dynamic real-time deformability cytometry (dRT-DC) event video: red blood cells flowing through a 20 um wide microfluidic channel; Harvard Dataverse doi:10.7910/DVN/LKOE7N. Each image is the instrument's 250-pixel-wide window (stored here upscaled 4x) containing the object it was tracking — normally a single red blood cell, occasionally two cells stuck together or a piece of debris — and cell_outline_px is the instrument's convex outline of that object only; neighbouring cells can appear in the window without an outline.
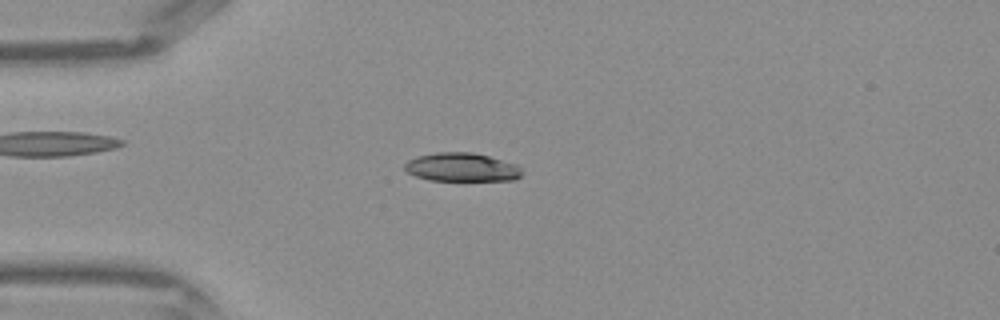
{"species": "Egyptian fruit bat (a non-hibernating species)", "species_latin": "Rousettus aegyptiacus", "temperature_condition": "warm", "stored_images_in_passage": 41, "camera_frame_rate_fps": 3000, "um_per_image_px": 0.085, "frame": {"image": 1, "passage_image": 10, "time_ms": 3.0, "image_size_px": [1000, 320], "cell_outline_px": [[524, 172], [520, 176], [512, 180], [428, 180], [416, 176], [408, 172], [404, 168], [404, 164], [408, 160], [416, 156], [436, 152], [472, 152], [488, 156], [516, 164]], "centroid_in_image_um": [39.23, 14.21], "position_along_channel_um": 45.8, "area_um2": 19.48}}
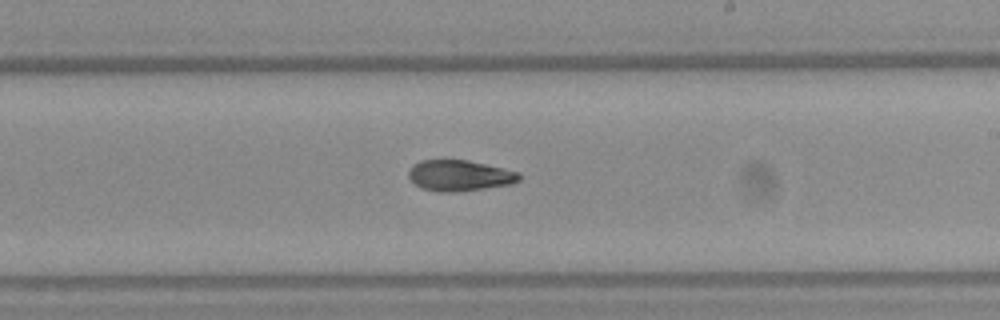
{"frame": {"image": 2, "passage_image": 24, "time_ms": 7.667, "image_size_px": [1000, 320], "cell_outline_px": [[520, 180], [512, 184], [456, 192], [440, 192], [424, 188], [416, 184], [408, 176], [408, 172], [412, 164], [420, 160], [440, 156], [468, 160], [520, 172]], "centroid_in_image_um": [39.02, 14.86], "position_along_channel_um": 250.0, "area_um2": 20.52}}
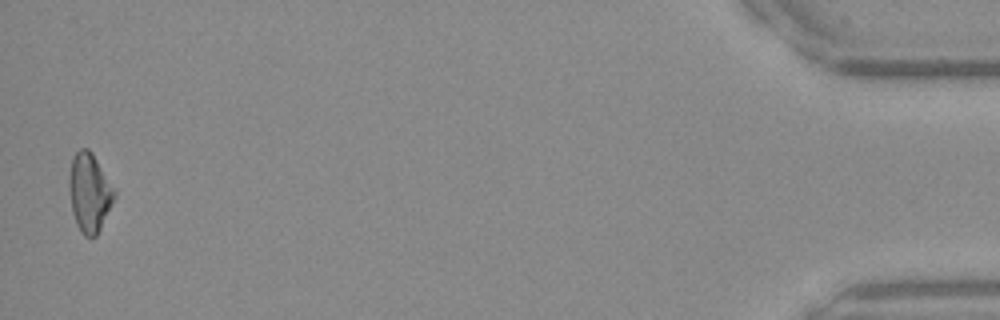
{"frame": {"image": 3, "passage_image": 41, "time_ms": 13.333, "image_size_px": [1000, 320], "cell_outline_px": [[116, 196], [96, 236], [84, 236], [80, 232], [76, 224], [72, 212], [68, 188], [68, 176], [72, 156], [80, 148], [88, 148], [92, 152], [116, 192]], "centroid_in_image_um": [7.57, 16.35], "position_along_channel_um": 427.6, "area_um2": 20.81}}